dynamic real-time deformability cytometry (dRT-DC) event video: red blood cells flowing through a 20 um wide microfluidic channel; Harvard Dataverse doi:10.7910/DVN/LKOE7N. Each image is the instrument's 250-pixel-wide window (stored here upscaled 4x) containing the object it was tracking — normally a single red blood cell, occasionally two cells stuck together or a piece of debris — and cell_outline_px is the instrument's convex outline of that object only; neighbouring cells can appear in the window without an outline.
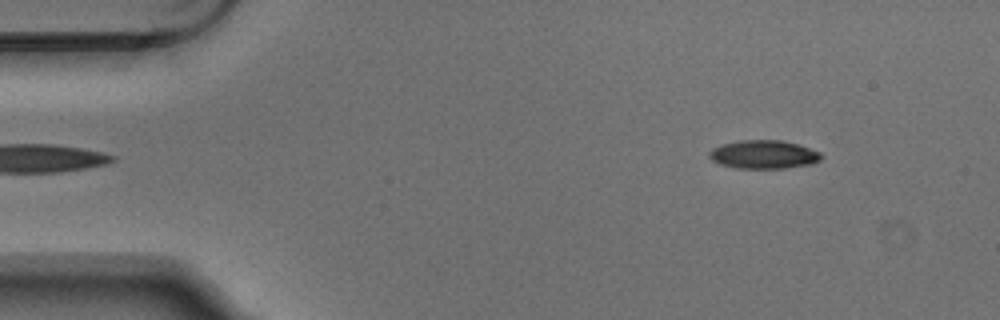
{"species": "Egyptian fruit bat (a non-hibernating species)", "species_latin": "Rousettus aegyptiacus", "temperature_condition": "warm", "stored_images_in_passage": 4, "camera_frame_rate_fps": 3000, "um_per_image_px": 0.085, "animal": {"sex": "male"}, "frame": {"image": 1, "passage_image": 4, "time_ms": 1.0, "image_size_px": [1000, 320], "cell_outline_px": [[824, 156], [820, 160], [812, 164], [784, 168], [736, 168], [720, 164], [712, 160], [708, 156], [708, 152], [712, 148], [720, 144], [740, 140], [784, 140], [820, 152]], "centroid_in_image_um": [64.89, 13.12], "position_along_channel_um": 20.1, "area_um2": 18.67}}